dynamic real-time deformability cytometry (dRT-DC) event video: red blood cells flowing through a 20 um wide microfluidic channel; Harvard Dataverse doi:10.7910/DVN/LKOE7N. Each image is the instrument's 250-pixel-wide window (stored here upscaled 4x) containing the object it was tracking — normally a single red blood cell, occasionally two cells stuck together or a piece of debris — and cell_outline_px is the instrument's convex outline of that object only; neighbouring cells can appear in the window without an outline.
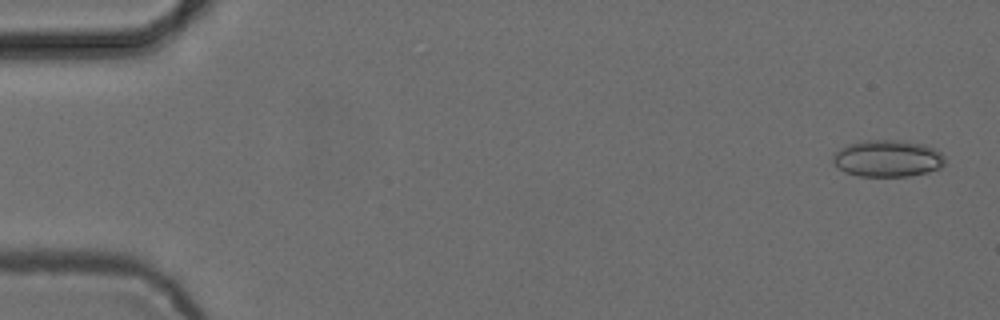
{"species": "common noctule bat (a hibernating species)", "species_latin": "Nyctalus noctula", "temperature_condition": "cold", "stored_images_in_passage": 49, "camera_frame_rate_fps": 3000, "um_per_image_px": 0.085, "animal": {"sex": "female", "body_mass_g": 24.6, "forearm_length_mm": 56.2}, "frame": {"image": 1, "passage_image": 2, "time_ms": 0.333, "image_size_px": [1000, 320], "cell_outline_px": [[944, 164], [940, 168], [928, 172], [908, 176], [860, 176], [844, 172], [832, 160], [832, 156], [840, 148], [848, 144], [868, 140], [896, 140], [924, 144], [936, 148], [944, 156]], "centroid_in_image_um": [75.47, 13.47], "position_along_channel_um": 9.5, "area_um2": 23.99}}
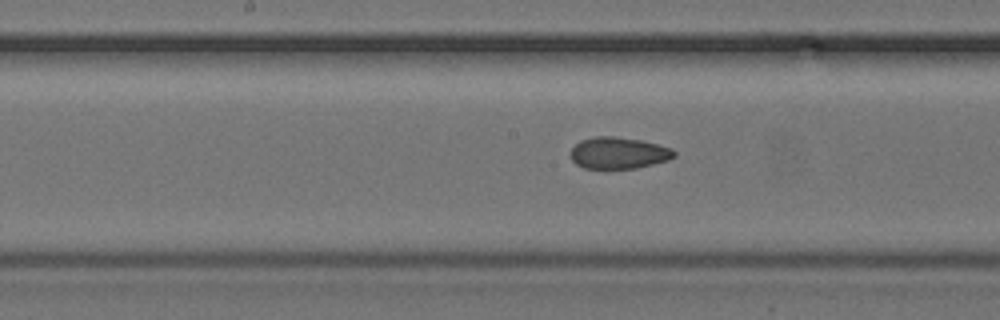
{"frame": {"image": 2, "passage_image": 27, "time_ms": 8.667, "image_size_px": [1000, 320], "cell_outline_px": [[676, 156], [668, 160], [636, 168], [584, 168], [576, 164], [572, 160], [572, 148], [580, 140], [596, 136], [612, 136], [640, 140], [672, 148], [676, 152]], "centroid_in_image_um": [52.59, 13.0], "position_along_channel_um": 195.6, "area_um2": 18.9}}
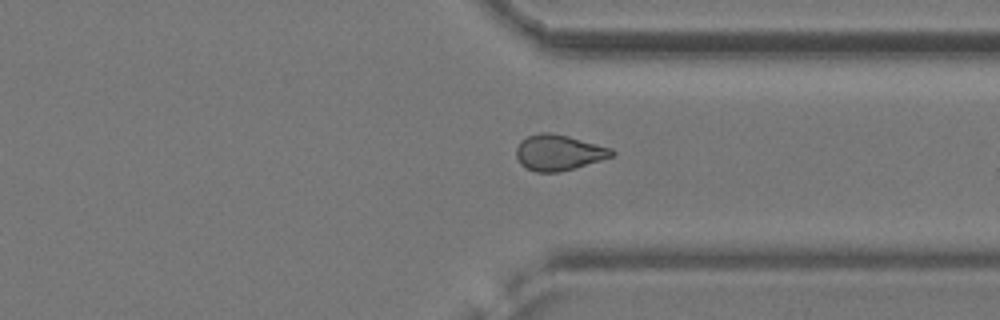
{"frame": {"image": 3, "passage_image": 40, "time_ms": 13.0, "image_size_px": [1000, 320], "cell_outline_px": [[616, 152], [612, 156], [600, 160], [560, 172], [536, 172], [520, 164], [516, 156], [516, 148], [520, 140], [528, 136], [540, 132], [548, 132], [568, 136], [612, 148]], "centroid_in_image_um": [47.46, 12.96], "position_along_channel_um": 363.9, "area_um2": 19.77}}